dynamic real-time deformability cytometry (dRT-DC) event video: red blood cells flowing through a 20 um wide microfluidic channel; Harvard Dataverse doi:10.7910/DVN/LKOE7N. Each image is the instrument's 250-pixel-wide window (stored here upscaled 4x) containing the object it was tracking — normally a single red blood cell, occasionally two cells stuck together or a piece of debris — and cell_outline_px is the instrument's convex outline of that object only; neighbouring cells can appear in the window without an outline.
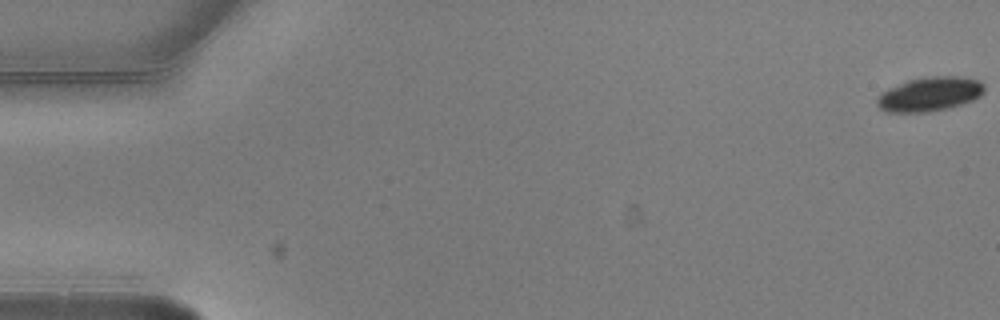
{"species": "common noctule bat (a hibernating species)", "species_latin": "Nyctalus noctula", "temperature_condition": "warm", "stored_images_in_passage": 5, "camera_frame_rate_fps": 3000, "um_per_image_px": 0.085, "animal": {"sex": "male", "body_mass_g": 20.5, "forearm_length_mm": 52.5}, "frame": {"image": 1, "passage_image": 1, "time_ms": 0.0, "image_size_px": [1000, 320], "cell_outline_px": [[984, 92], [980, 96], [972, 100], [948, 108], [928, 112], [884, 112], [876, 104], [876, 100], [880, 92], [888, 88], [908, 80], [924, 76], [964, 76], [980, 80], [984, 84]], "centroid_in_image_um": [79.01, 7.98], "position_along_channel_um": 6.0, "area_um2": 21.68}}
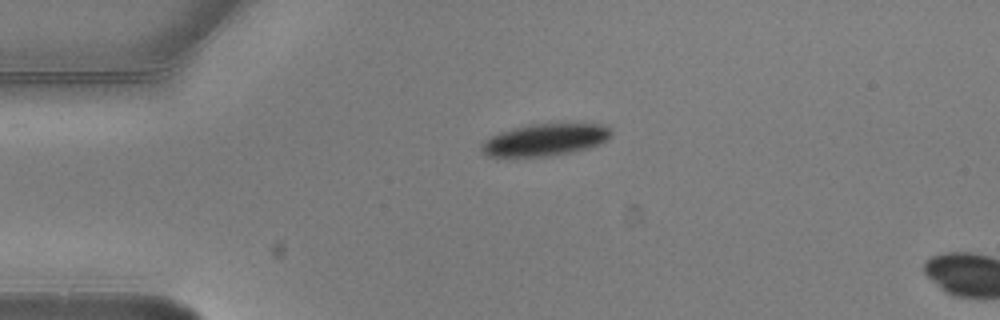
{"frame": {"image": 2, "passage_image": 4, "time_ms": 1.0, "image_size_px": [1000, 320], "cell_outline_px": [[612, 136], [600, 144], [588, 148], [548, 156], [488, 156], [480, 148], [480, 144], [484, 140], [500, 132], [512, 128], [528, 124], [608, 124], [612, 132]], "centroid_in_image_um": [46.36, 11.86], "position_along_channel_um": 38.6, "area_um2": 24.1}}